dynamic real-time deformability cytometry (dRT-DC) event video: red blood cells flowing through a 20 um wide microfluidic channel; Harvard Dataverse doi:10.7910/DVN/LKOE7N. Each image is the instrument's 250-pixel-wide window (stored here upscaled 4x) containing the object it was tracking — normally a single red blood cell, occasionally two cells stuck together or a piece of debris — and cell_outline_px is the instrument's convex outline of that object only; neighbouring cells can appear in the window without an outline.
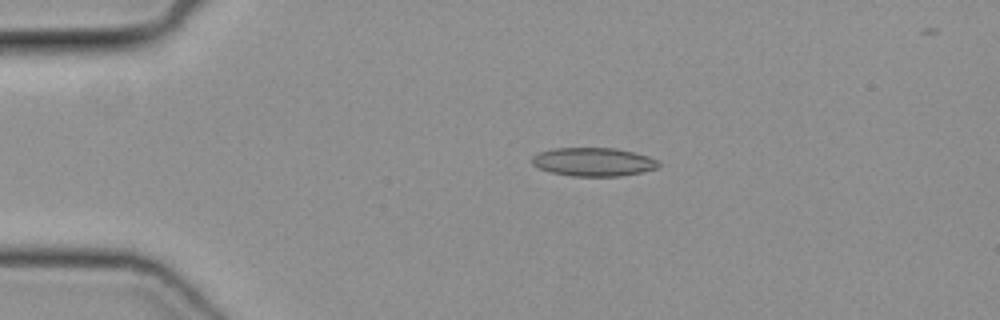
{"species": "common noctule bat (a hibernating species)", "species_latin": "Nyctalus noctula", "temperature_condition": "cold", "stored_images_in_passage": 42, "camera_frame_rate_fps": 3000, "um_per_image_px": 0.085, "animal": {"sex": "female", "body_mass_g": 19.3, "forearm_length_mm": 54.1}, "frame": {"image": 1, "passage_image": 2, "time_ms": 0.333, "image_size_px": [1000, 320], "cell_outline_px": [[660, 164], [656, 168], [640, 172], [620, 176], [572, 176], [552, 172], [536, 168], [532, 164], [532, 156], [540, 152], [556, 148], [616, 148], [648, 156], [656, 160]], "centroid_in_image_um": [50.4, 13.76], "position_along_channel_um": 34.6, "area_um2": 20.87}}
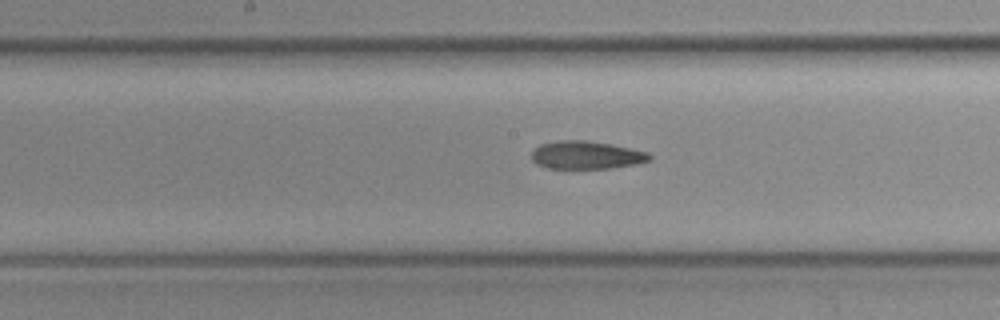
{"frame": {"image": 2, "passage_image": 17, "time_ms": 5.333, "image_size_px": [1000, 320], "cell_outline_px": [[652, 156], [648, 160], [636, 164], [612, 168], [548, 168], [536, 164], [532, 160], [532, 152], [540, 144], [560, 140], [584, 140], [608, 144], [648, 152]], "centroid_in_image_um": [49.81, 13.18], "position_along_channel_um": 198.4, "area_um2": 18.96}}
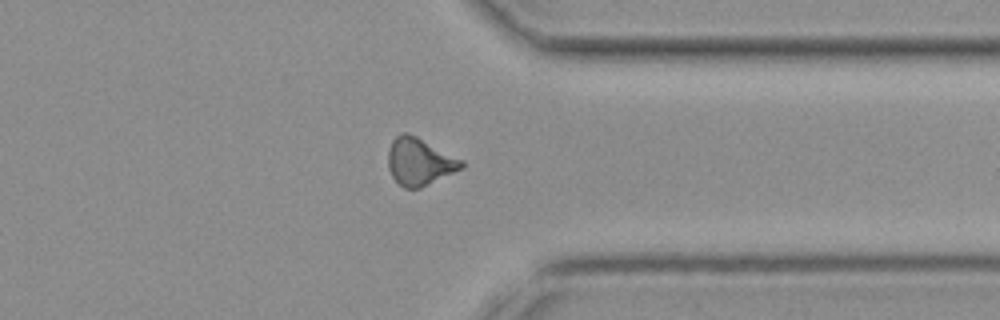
{"frame": {"image": 3, "passage_image": 30, "time_ms": 9.667, "image_size_px": [1000, 320], "cell_outline_px": [[464, 168], [420, 188], [404, 188], [392, 176], [388, 168], [388, 152], [392, 140], [400, 132], [404, 132], [416, 136], [464, 160]], "centroid_in_image_um": [35.67, 13.73], "position_along_channel_um": 375.7, "area_um2": 20.23}}